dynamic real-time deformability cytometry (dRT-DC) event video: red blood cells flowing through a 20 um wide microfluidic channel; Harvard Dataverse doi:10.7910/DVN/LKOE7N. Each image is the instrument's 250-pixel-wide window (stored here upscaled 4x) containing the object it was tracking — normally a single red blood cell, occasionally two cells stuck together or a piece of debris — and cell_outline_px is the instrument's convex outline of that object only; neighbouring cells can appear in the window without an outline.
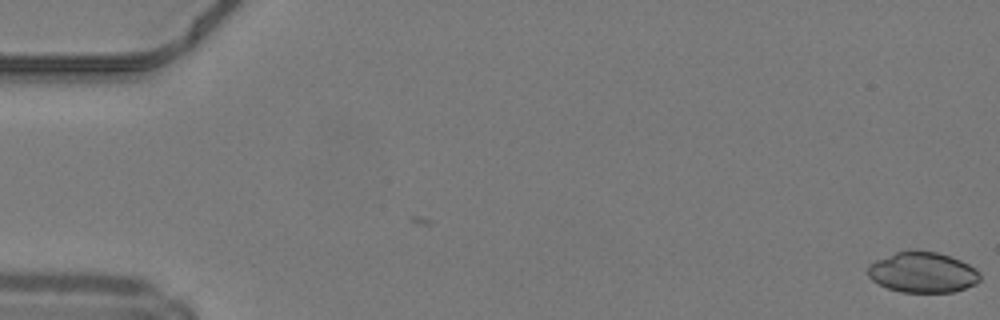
{"species": "common noctule bat (a hibernating species)", "species_latin": "Nyctalus noctula", "temperature_condition": "warm", "stored_images_in_passage": 3, "camera_frame_rate_fps": 3000, "um_per_image_px": 0.085, "animal": {"sex": "male", "body_mass_g": 19.2, "forearm_length_mm": 51.8}, "frame": {"image": 1, "passage_image": 3, "time_ms": 0.667, "image_size_px": [1000, 320], "cell_outline_px": [[980, 280], [976, 284], [952, 292], [900, 292], [888, 288], [872, 280], [868, 276], [868, 264], [876, 260], [896, 252], [908, 248], [916, 248], [936, 252], [952, 256], [976, 268], [980, 272]], "centroid_in_image_um": [78.43, 23.12], "position_along_channel_um": 6.6, "area_um2": 26.93}}